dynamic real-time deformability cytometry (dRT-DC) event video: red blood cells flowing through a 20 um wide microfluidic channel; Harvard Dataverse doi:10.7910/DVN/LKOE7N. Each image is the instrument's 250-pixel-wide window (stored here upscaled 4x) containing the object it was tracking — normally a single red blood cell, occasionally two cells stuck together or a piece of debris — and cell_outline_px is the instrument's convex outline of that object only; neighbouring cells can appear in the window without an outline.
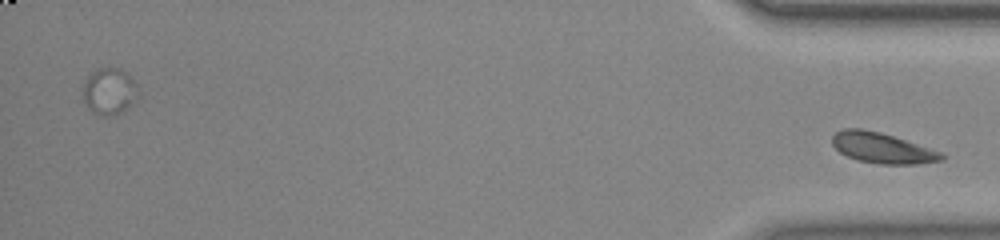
{"species": "common noctule bat (a hibernating species)", "species_latin": "Nyctalus noctula", "temperature_condition": "room temperature", "stored_images_in_passage": 58, "segment_of_instrument_passage": [2, 2], "camera_frame_rate_fps": 3000, "um_per_image_px": 0.085, "animal": {"sex": "male", "body_mass_g": 20.0, "forearm_length_mm": 53.3}, "frame": {"image": 1, "passage_image": 58, "time_ms": 19.0, "image_size_px": [1000, 240], "cell_outline_px": [[944, 160], [916, 164], [880, 164], [856, 160], [840, 152], [832, 144], [832, 136], [836, 132], [844, 128], [860, 128], [880, 132], [944, 152]], "centroid_in_image_um": [75.0, 12.58], "position_along_channel_um": 360.2, "area_um2": 19.48}}